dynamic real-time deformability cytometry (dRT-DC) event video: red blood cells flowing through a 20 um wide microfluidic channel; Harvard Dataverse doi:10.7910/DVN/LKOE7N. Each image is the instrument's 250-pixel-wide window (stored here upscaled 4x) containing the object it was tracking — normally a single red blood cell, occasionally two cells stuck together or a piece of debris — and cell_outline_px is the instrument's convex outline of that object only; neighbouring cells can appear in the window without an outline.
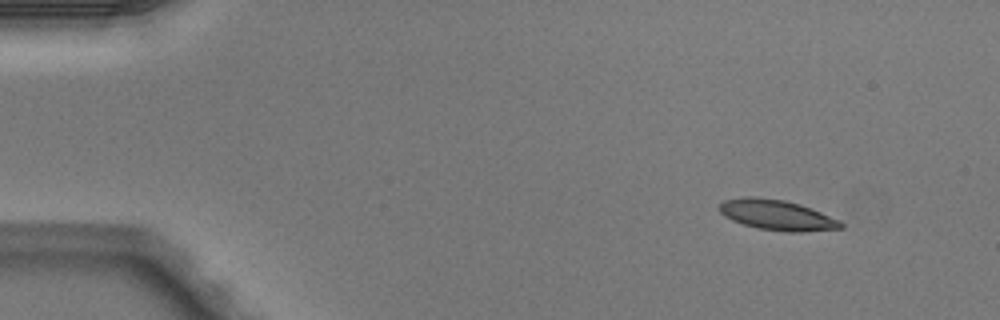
{"species": "Egyptian fruit bat (a non-hibernating species)", "species_latin": "Rousettus aegyptiacus", "temperature_condition": "warm", "stored_images_in_passage": 6, "camera_frame_rate_fps": 3000, "um_per_image_px": 0.085, "animal": {"sex": "male"}, "frame": {"image": 1, "passage_image": 1, "time_ms": 0.0, "image_size_px": [1000, 320], "cell_outline_px": [[844, 228], [800, 232], [788, 232], [760, 228], [744, 224], [732, 220], [724, 216], [716, 208], [724, 200], [748, 196], [752, 196], [784, 200], [800, 204], [840, 220], [844, 224]], "centroid_in_image_um": [66.04, 18.27], "position_along_channel_um": 19.0, "area_um2": 21.39}}
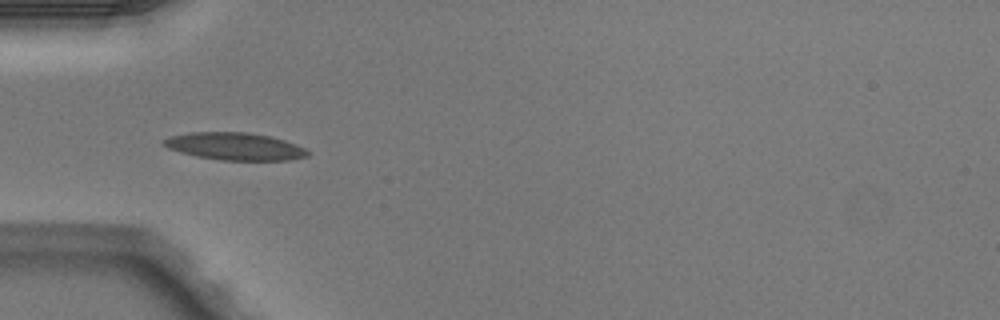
{"frame": {"image": 2, "passage_image": 4, "time_ms": 1.0, "image_size_px": [1000, 320], "cell_outline_px": [[312, 152], [308, 156], [288, 160], [220, 160], [196, 156], [180, 152], [168, 148], [160, 144], [160, 140], [172, 136], [192, 132], [244, 132], [268, 136], [284, 140], [296, 144]], "centroid_in_image_um": [19.94, 12.44], "position_along_channel_um": 65.1, "area_um2": 23.0}}
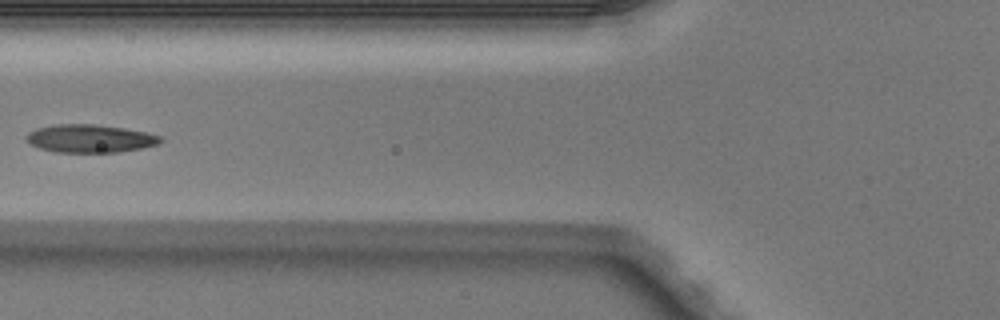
{"frame": {"image": 3, "passage_image": 5, "time_ms": 1.333, "image_size_px": [1000, 320], "cell_outline_px": [[164, 140], [156, 144], [140, 148], [116, 152], [56, 152], [40, 148], [28, 144], [28, 132], [36, 128], [56, 124], [96, 124], [124, 128], [144, 132], [160, 136]], "centroid_in_image_um": [7.62, 11.77], "position_along_channel_um": 118.2, "area_um2": 21.68}}